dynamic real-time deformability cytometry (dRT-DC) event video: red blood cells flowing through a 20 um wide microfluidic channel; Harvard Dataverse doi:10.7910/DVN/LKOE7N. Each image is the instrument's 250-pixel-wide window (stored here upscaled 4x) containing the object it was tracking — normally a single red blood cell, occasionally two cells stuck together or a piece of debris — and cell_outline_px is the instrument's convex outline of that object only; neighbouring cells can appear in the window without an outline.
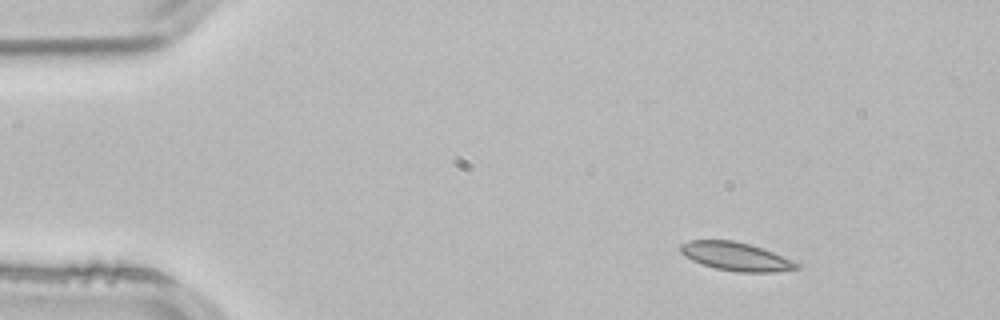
{"species": "common noctule bat (a hibernating species)", "species_latin": "Nyctalus noctula", "temperature_condition": "room temperature", "stored_images_in_passage": 3, "segment_of_instrument_passage": [1, 2], "camera_frame_rate_fps": 3000, "um_per_image_px": 0.085, "animal": {"sex": "male", "body_mass_g": 21.5, "forearm_length_mm": 52.0}, "frame": {"image": 1, "passage_image": 1, "time_ms": 0.0, "image_size_px": [1000, 320], "cell_outline_px": [[800, 268], [776, 272], [736, 272], [716, 268], [692, 260], [684, 256], [680, 252], [680, 244], [688, 240], [732, 240], [748, 244], [772, 252], [792, 260], [800, 264]], "centroid_in_image_um": [62.53, 21.8], "position_along_channel_um": 22.5, "area_um2": 19.07}}